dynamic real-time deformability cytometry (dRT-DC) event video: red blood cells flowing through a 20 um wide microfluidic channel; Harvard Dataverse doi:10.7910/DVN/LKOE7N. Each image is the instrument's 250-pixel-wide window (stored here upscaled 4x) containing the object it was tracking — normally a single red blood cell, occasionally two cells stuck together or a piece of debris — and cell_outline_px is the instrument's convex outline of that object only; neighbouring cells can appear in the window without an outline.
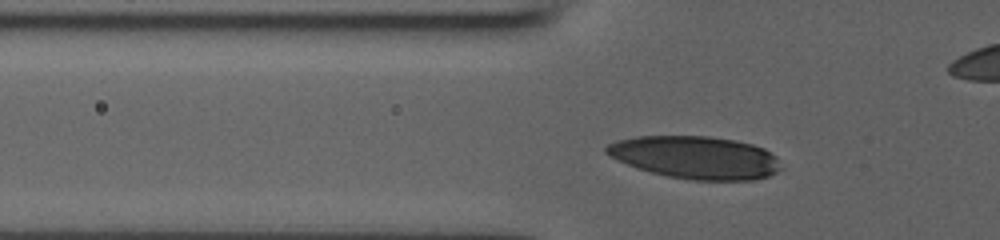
{"species": "human", "species_latin": "Homo sapiens", "temperature_condition": "room temperature", "stored_images_in_passage": 33, "camera_frame_rate_fps": 3000, "um_per_image_px": 0.085, "donor": {"sex": "male"}, "frame": {"image": 1, "passage_image": 8, "time_ms": 2.333, "image_size_px": [1000, 240], "cell_outline_px": [[780, 168], [776, 172], [768, 176], [752, 180], [692, 180], [668, 176], [652, 172], [628, 164], [604, 152], [604, 148], [608, 144], [616, 140], [636, 136], [708, 136], [736, 140], [752, 144], [764, 148], [776, 156]], "centroid_in_image_um": [59.13, 13.37], "position_along_channel_um": 66.7, "area_um2": 43.12}}
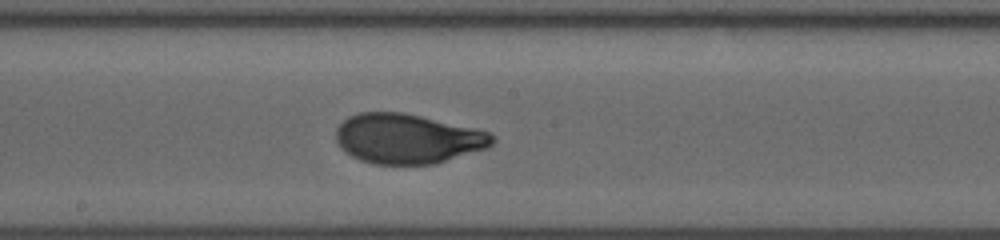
{"frame": {"image": 2, "passage_image": 19, "time_ms": 6.0, "image_size_px": [1000, 240], "cell_outline_px": [[496, 140], [488, 148], [436, 164], [372, 164], [360, 160], [344, 152], [340, 148], [336, 140], [336, 128], [348, 116], [360, 112], [404, 112], [492, 132], [496, 136]], "centroid_in_image_um": [34.66, 11.79], "position_along_channel_um": 213.5, "area_um2": 45.84}}
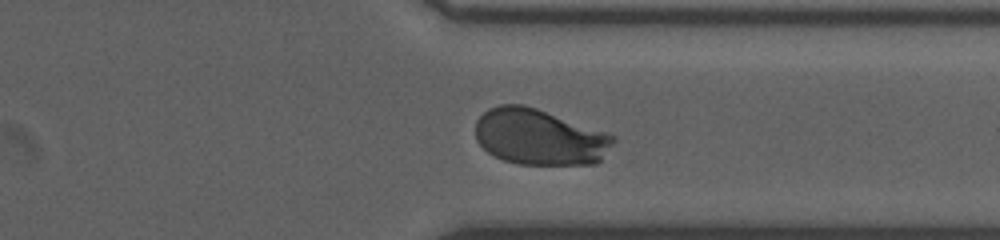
{"frame": {"image": 3, "passage_image": 30, "time_ms": 9.667, "image_size_px": [1000, 240], "cell_outline_px": [[616, 140], [600, 160], [596, 164], [520, 164], [504, 160], [488, 152], [476, 140], [476, 120], [488, 108], [500, 104], [524, 104], [536, 108], [616, 136]], "centroid_in_image_um": [45.84, 11.64], "position_along_channel_um": 365.6, "area_um2": 44.68}}